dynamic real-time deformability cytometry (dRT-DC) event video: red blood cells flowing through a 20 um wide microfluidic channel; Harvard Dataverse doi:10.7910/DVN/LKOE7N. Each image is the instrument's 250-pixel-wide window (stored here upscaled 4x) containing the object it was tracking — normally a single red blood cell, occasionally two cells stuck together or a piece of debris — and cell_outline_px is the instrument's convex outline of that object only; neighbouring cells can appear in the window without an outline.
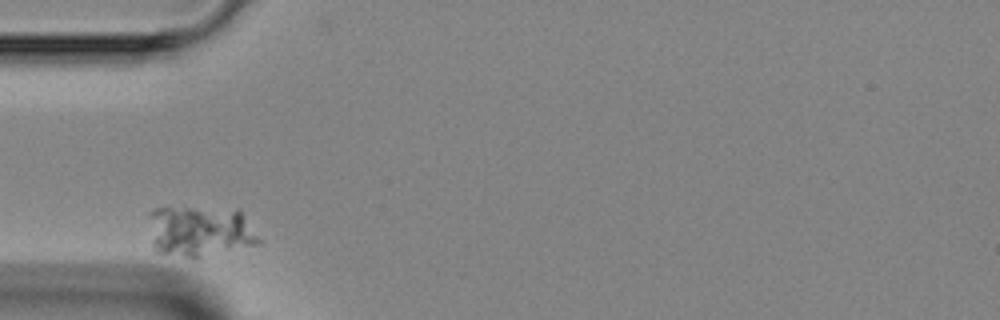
{"species": "Egyptian fruit bat (a non-hibernating species)", "species_latin": "Rousettus aegyptiacus", "temperature_condition": "room temperature", "stored_images_in_passage": 4, "camera_frame_rate_fps": 3000, "um_per_image_px": 0.085, "animal": {"sex": "female"}, "frame": {"image": 1, "passage_image": 1, "time_ms": 0.0, "image_size_px": [1000, 320], "cell_outline_px": [[260, 244], [196, 256], [188, 256], [156, 252], [152, 248], [148, 216], [148, 212], [152, 208], [168, 204], [240, 208], [260, 240]], "centroid_in_image_um": [16.92, 19.53], "position_along_channel_um": 68.1, "area_um2": 33.64}}
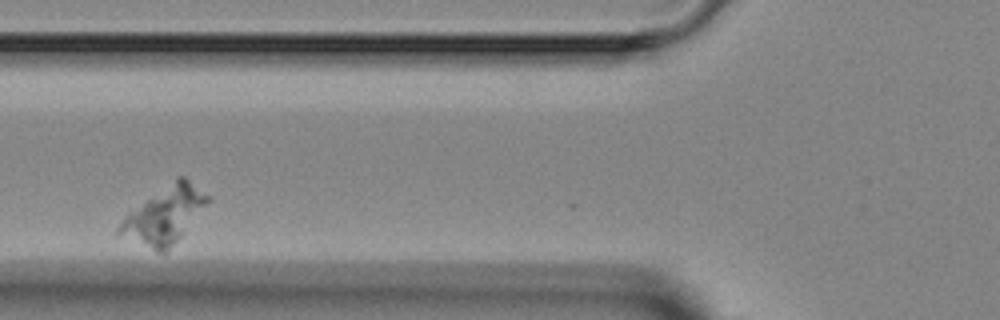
{"frame": {"image": 2, "passage_image": 2, "time_ms": 1.333, "image_size_px": [1000, 320], "cell_outline_px": [[212, 200], [168, 252], [164, 256], [116, 232], [116, 228], [124, 216], [128, 212], [176, 176], [184, 176], [212, 196]], "centroid_in_image_um": [14.03, 18.28], "position_along_channel_um": 111.8, "area_um2": 29.71}}
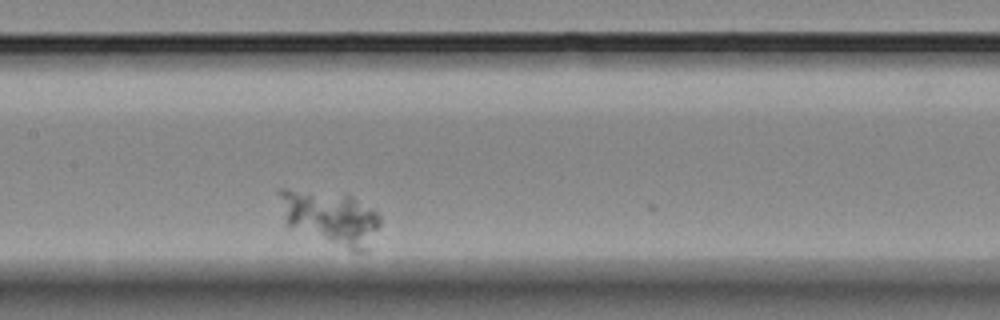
{"frame": {"image": 3, "passage_image": 4, "time_ms": 3.333, "image_size_px": [1000, 320], "cell_outline_px": [[380, 224], [368, 252], [352, 252], [284, 224], [276, 192], [276, 188], [284, 188], [352, 196], [376, 212], [380, 216]], "centroid_in_image_um": [28.06, 18.51], "position_along_channel_um": 179.3, "area_um2": 31.96}}